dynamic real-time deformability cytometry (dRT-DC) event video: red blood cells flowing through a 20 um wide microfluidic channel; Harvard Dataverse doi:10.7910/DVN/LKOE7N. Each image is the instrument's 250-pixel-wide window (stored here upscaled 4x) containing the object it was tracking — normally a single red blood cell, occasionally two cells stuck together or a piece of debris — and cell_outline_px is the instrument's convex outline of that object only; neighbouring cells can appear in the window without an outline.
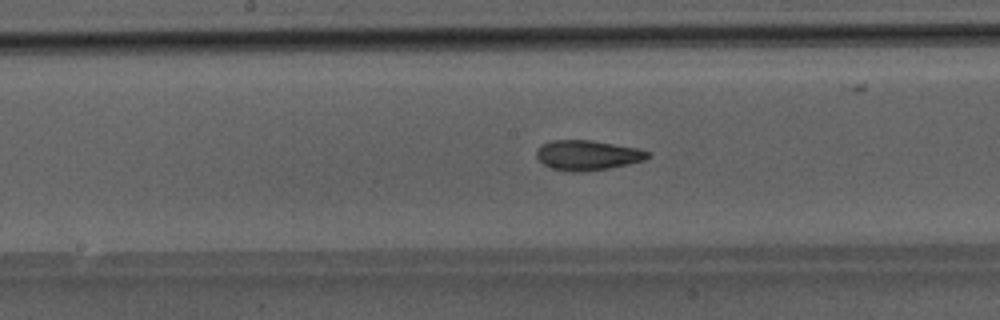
{"species": "Egyptian fruit bat (a non-hibernating species)", "species_latin": "Rousettus aegyptiacus", "temperature_condition": "room temperature", "stored_images_in_passage": 33, "camera_frame_rate_fps": 3000, "um_per_image_px": 0.085, "animal": {"sex": "male"}, "frame": {"image": 1, "passage_image": 10, "time_ms": 3.0, "image_size_px": [1000, 320], "cell_outline_px": [[652, 152], [644, 160], [628, 164], [608, 168], [576, 172], [572, 172], [552, 168], [544, 164], [536, 156], [536, 152], [540, 144], [552, 140], [592, 140], [640, 148]], "centroid_in_image_um": [49.95, 13.17], "position_along_channel_um": 198.3, "area_um2": 19.42}}
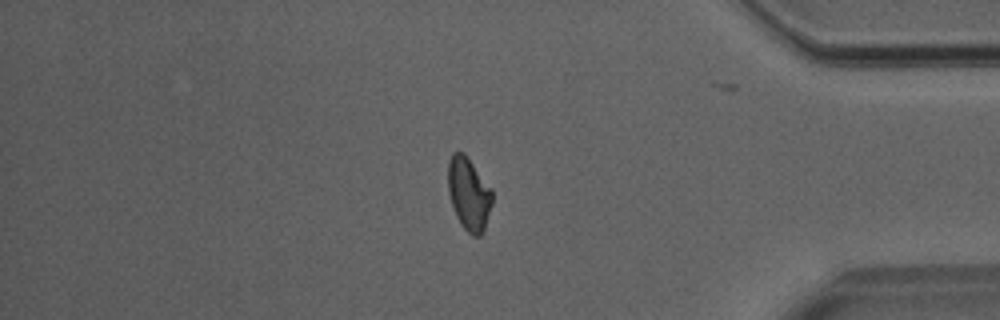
{"frame": {"image": 2, "passage_image": 26, "time_ms": 8.333, "image_size_px": [1000, 320], "cell_outline_px": [[492, 204], [484, 232], [480, 236], [472, 236], [460, 224], [456, 216], [448, 192], [448, 160], [452, 152], [464, 152], [492, 188]], "centroid_in_image_um": [39.85, 16.48], "position_along_channel_um": 395.3, "area_um2": 19.02}}
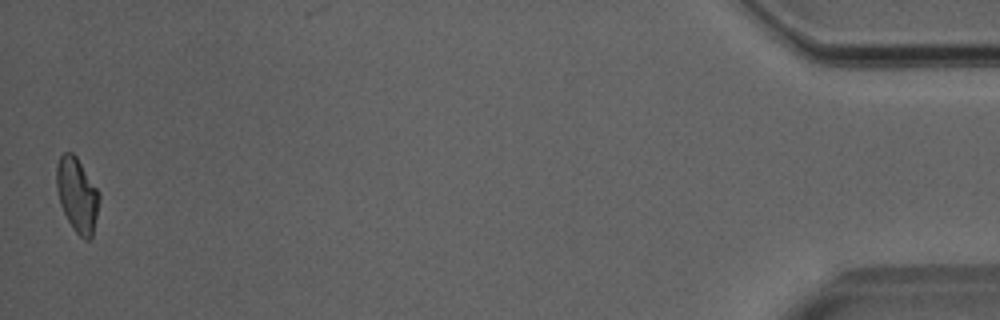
{"frame": {"image": 3, "passage_image": 33, "time_ms": 10.667, "image_size_px": [1000, 320], "cell_outline_px": [[100, 200], [92, 236], [88, 240], [84, 240], [72, 228], [60, 204], [56, 188], [56, 164], [60, 156], [64, 152], [72, 152], [76, 156], [100, 192]], "centroid_in_image_um": [6.56, 16.55], "position_along_channel_um": 428.6, "area_um2": 18.61}}